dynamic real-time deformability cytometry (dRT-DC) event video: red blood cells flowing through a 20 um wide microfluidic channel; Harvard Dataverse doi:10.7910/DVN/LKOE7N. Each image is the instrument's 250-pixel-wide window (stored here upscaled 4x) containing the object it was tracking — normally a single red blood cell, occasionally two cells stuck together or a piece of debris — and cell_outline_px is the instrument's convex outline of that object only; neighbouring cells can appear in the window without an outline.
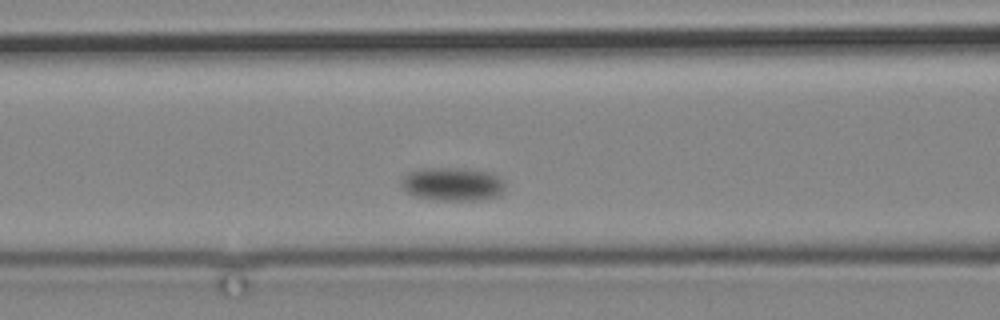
{"species": "common noctule bat (a hibernating species)", "species_latin": "Nyctalus noctula", "temperature_condition": "cold", "stored_images_in_passage": 3, "camera_frame_rate_fps": 3000, "um_per_image_px": 0.085, "animal": {"sex": "male", "body_mass_g": 19.2, "forearm_length_mm": 51.8}, "frame": {"image": 1, "passage_image": 3, "time_ms": 2.333, "image_size_px": [1000, 320], "cell_outline_px": [[504, 188], [496, 196], [480, 200], [440, 200], [416, 196], [408, 192], [400, 184], [400, 180], [408, 172], [424, 168], [464, 168], [492, 172], [500, 176], [504, 180]], "centroid_in_image_um": [38.48, 15.63], "position_along_channel_um": 128.1, "area_um2": 20.23}}